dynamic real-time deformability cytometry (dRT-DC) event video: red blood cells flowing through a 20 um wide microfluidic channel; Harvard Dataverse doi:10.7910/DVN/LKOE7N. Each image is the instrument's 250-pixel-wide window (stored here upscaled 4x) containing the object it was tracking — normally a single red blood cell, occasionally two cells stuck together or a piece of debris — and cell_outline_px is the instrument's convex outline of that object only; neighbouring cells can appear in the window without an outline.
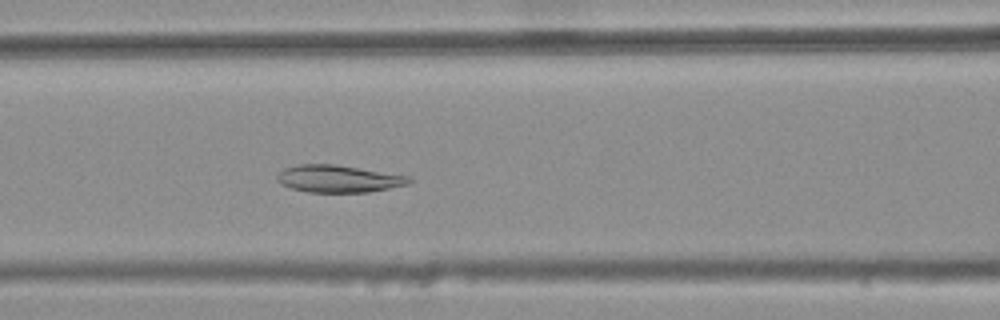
{"species": "common noctule bat (a hibernating species)", "species_latin": "Nyctalus noctula", "temperature_condition": "warm", "stored_images_in_passage": 39, "camera_frame_rate_fps": 3000, "um_per_image_px": 0.085, "animal": {"sex": "female", "body_mass_g": 25.1}, "frame": {"image": 1, "passage_image": 16, "time_ms": 5.0, "image_size_px": [1000, 320], "cell_outline_px": [[412, 180], [408, 184], [368, 192], [308, 192], [292, 188], [280, 184], [276, 180], [276, 176], [284, 168], [300, 164], [332, 164], [412, 176]], "centroid_in_image_um": [28.76, 15.19], "position_along_channel_um": 137.8, "area_um2": 20.87}}
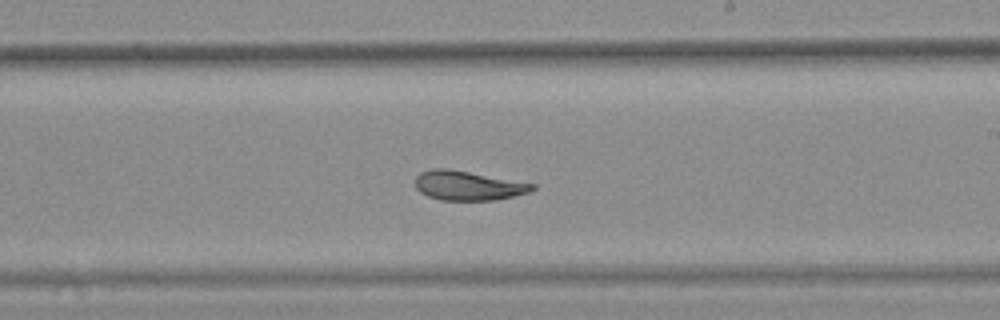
{"frame": {"image": 2, "passage_image": 25, "time_ms": 8.0, "image_size_px": [1000, 320], "cell_outline_px": [[536, 188], [528, 192], [496, 200], [440, 200], [428, 196], [420, 192], [416, 188], [416, 176], [420, 172], [432, 168], [448, 168], [536, 184]], "centroid_in_image_um": [39.76, 15.77], "position_along_channel_um": 249.2, "area_um2": 20.0}}
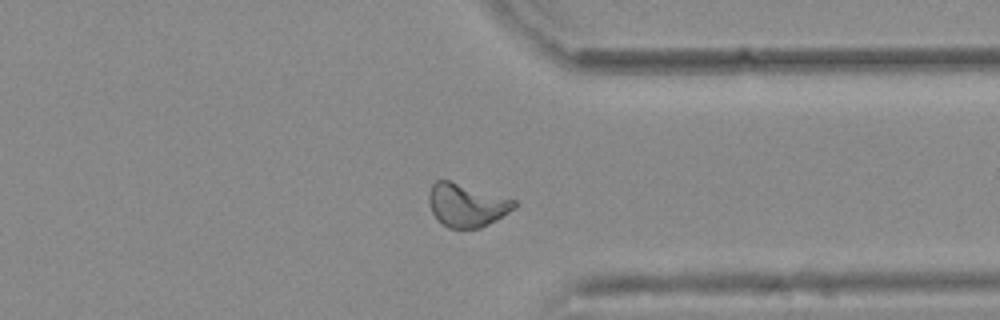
{"frame": {"image": 3, "passage_image": 35, "time_ms": 11.333, "image_size_px": [1000, 320], "cell_outline_px": [[516, 208], [496, 220], [480, 228], [448, 228], [440, 224], [432, 212], [428, 200], [428, 196], [432, 184], [436, 180], [448, 180], [516, 200]], "centroid_in_image_um": [39.65, 17.45], "position_along_channel_um": 371.8, "area_um2": 21.44}, "authors_computed_cell_mechanics": {"area_um2": 21.3282, "velocity_mm_per_s": 3.7213, "shape_relaxation_time_tau1_ms": null, "shape_relaxation_time_tau2_ms": 2.138, "deformation_change_tau1": null, "deformation_change_tau2": 0.0502}}